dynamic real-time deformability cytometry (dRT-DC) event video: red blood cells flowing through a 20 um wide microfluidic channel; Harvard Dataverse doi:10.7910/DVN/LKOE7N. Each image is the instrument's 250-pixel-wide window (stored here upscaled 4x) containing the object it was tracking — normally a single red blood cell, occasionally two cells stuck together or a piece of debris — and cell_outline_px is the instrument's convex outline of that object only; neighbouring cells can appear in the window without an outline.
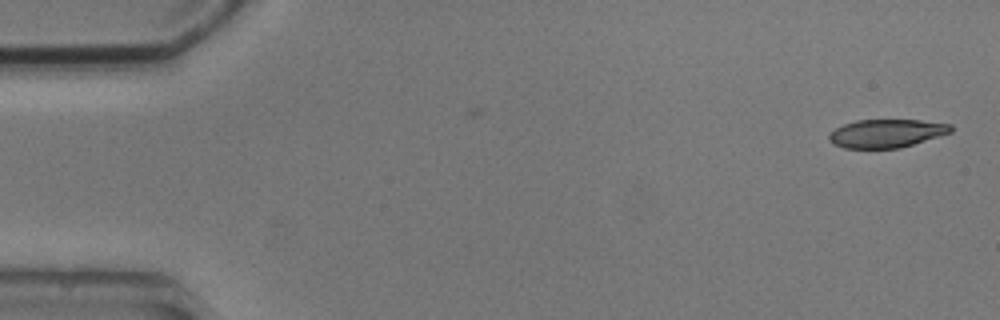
{"species": "common noctule bat (a hibernating species)", "species_latin": "Nyctalus noctula", "temperature_condition": "cold", "stored_images_in_passage": 2, "camera_frame_rate_fps": 3000, "um_per_image_px": 0.085, "animal": {"sex": "male", "body_mass_g": 20.5, "forearm_length_mm": 52.5}, "frame": {"image": 1, "passage_image": 2, "time_ms": 1.333, "image_size_px": [1000, 320], "cell_outline_px": [[952, 132], [900, 148], [844, 148], [832, 144], [828, 140], [828, 136], [836, 128], [844, 124], [856, 120], [920, 120], [952, 124]], "centroid_in_image_um": [75.34, 11.34], "position_along_channel_um": 9.7, "area_um2": 20.06}}